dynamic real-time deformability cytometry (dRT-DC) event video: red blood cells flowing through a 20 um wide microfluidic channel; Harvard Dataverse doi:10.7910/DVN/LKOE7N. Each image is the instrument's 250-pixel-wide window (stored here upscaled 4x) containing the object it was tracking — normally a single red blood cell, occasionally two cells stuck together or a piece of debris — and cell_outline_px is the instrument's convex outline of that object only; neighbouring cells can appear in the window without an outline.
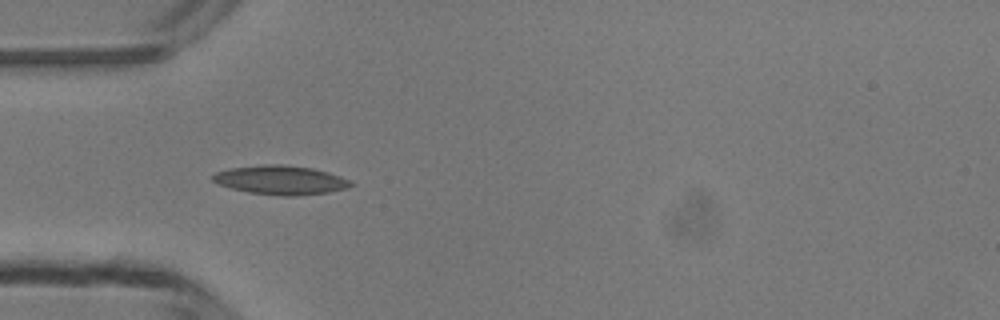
{"species": "common noctule bat (a hibernating species)", "species_latin": "Nyctalus noctula", "temperature_condition": "room temperature", "stored_images_in_passage": 5, "camera_frame_rate_fps": 3000, "um_per_image_px": 0.085, "animal": {"sex": "male", "body_mass_g": 13.3}, "frame": {"image": 1, "passage_image": 4, "time_ms": 3.667, "image_size_px": [1000, 320], "cell_outline_px": [[352, 184], [348, 188], [328, 192], [292, 196], [280, 196], [248, 192], [216, 184], [212, 180], [212, 176], [216, 172], [228, 168], [260, 164], [284, 164], [312, 168], [328, 172], [340, 176], [348, 180]], "centroid_in_image_um": [23.8, 15.29], "position_along_channel_um": 61.2, "area_um2": 23.41}}
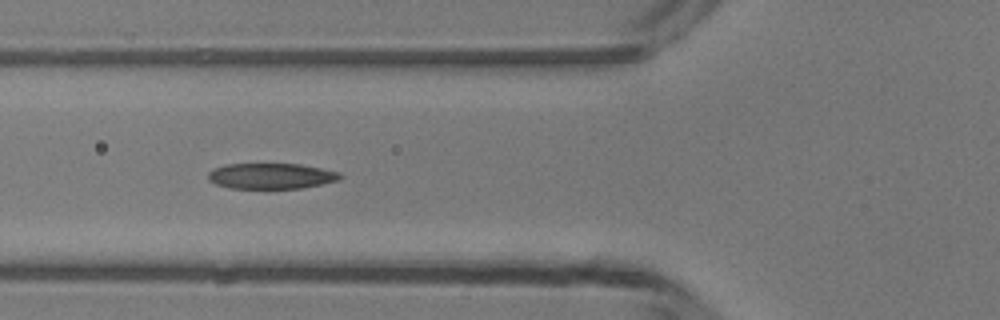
{"frame": {"image": 2, "passage_image": 5, "time_ms": 4.667, "image_size_px": [1000, 320], "cell_outline_px": [[344, 176], [340, 180], [300, 188], [228, 188], [216, 184], [208, 180], [208, 172], [212, 168], [224, 164], [300, 164], [340, 172]], "centroid_in_image_um": [23.03, 14.95], "position_along_channel_um": 102.8, "area_um2": 19.83}}